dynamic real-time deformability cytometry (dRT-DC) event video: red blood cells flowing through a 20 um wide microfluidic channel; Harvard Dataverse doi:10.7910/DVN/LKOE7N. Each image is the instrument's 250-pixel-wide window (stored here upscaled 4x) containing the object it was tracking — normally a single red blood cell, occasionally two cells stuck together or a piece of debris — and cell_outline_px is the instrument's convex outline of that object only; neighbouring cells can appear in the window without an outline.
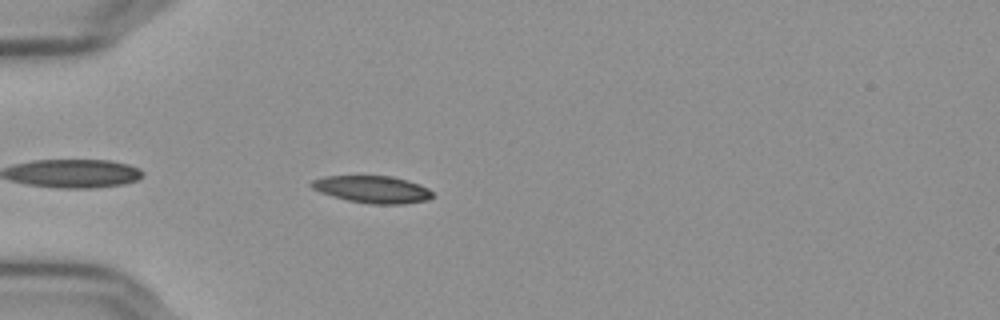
{"species": "Egyptian fruit bat (a non-hibernating species)", "species_latin": "Rousettus aegyptiacus", "temperature_condition": "cold", "stored_images_in_passage": 43, "camera_frame_rate_fps": 3000, "um_per_image_px": 0.085, "frame": {"image": 1, "passage_image": 4, "time_ms": 1.0, "image_size_px": [1000, 320], "cell_outline_px": [[436, 196], [428, 200], [404, 204], [368, 204], [348, 200], [332, 196], [320, 192], [312, 188], [308, 184], [312, 180], [324, 176], [392, 176], [408, 180], [420, 184], [428, 188]], "centroid_in_image_um": [31.68, 16.1], "position_along_channel_um": 53.3, "area_um2": 19.42}}
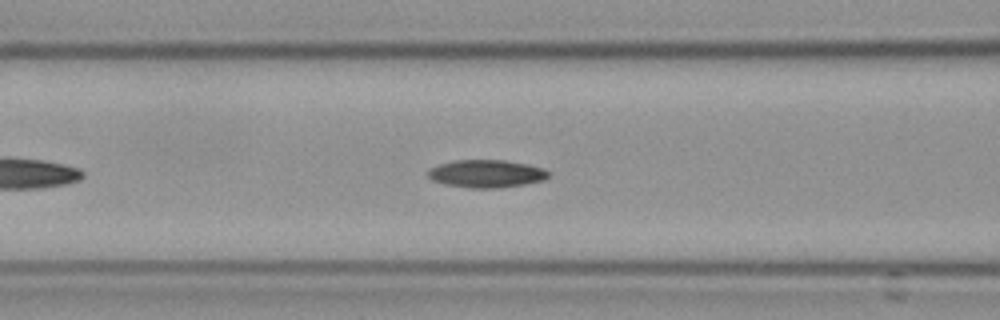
{"frame": {"image": 2, "passage_image": 11, "time_ms": 3.333, "image_size_px": [1000, 320], "cell_outline_px": [[552, 172], [544, 180], [524, 184], [500, 188], [468, 188], [444, 184], [432, 180], [428, 176], [428, 168], [440, 164], [456, 160], [504, 160], [528, 164], [544, 168]], "centroid_in_image_um": [41.36, 14.76], "position_along_channel_um": 125.2, "area_um2": 19.65}}
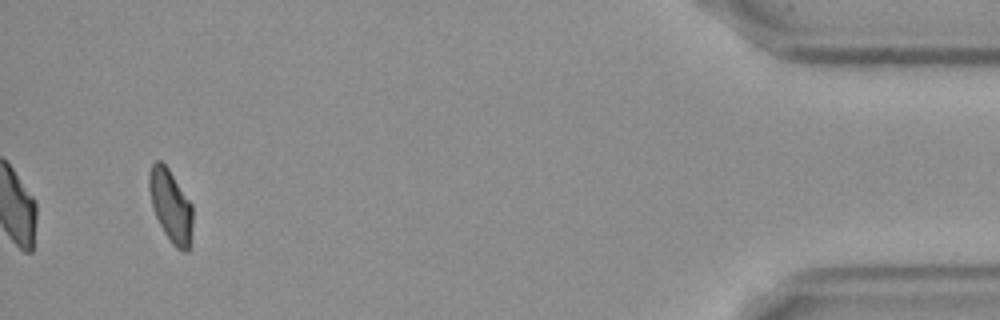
{"frame": {"image": 3, "passage_image": 41, "time_ms": 13.333, "image_size_px": [1000, 320], "cell_outline_px": [[192, 244], [188, 252], [184, 252], [176, 248], [172, 244], [164, 232], [156, 216], [152, 204], [148, 188], [148, 176], [152, 164], [156, 160], [160, 160], [168, 168], [192, 204]], "centroid_in_image_um": [14.53, 17.53], "position_along_channel_um": 420.7, "area_um2": 18.5}}